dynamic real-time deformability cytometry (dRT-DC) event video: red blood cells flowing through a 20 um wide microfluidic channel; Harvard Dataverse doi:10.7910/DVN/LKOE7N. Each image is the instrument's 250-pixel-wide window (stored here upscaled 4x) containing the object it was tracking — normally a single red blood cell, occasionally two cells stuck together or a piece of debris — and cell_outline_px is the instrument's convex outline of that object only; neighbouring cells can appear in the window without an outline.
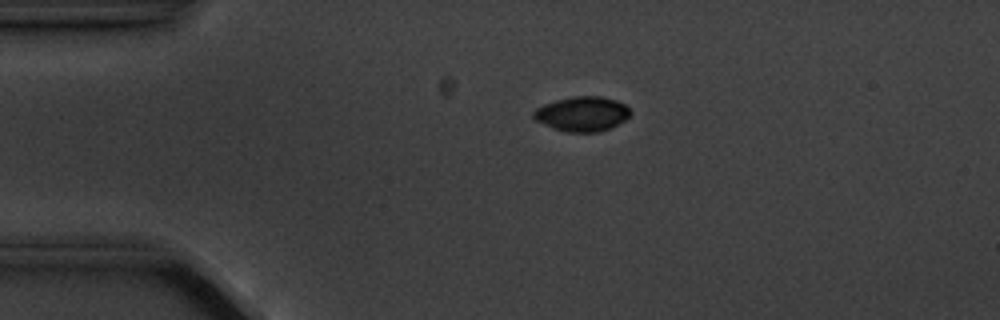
{"species": "common noctule bat (a hibernating species)", "species_latin": "Nyctalus noctula", "temperature_condition": "cold", "stored_images_in_passage": 6, "camera_frame_rate_fps": 3000, "um_per_image_px": 0.085, "animal": {"sex": "male", "body_mass_g": 20.1, "forearm_length_mm": 53.5}, "frame": {"image": 1, "passage_image": 3, "time_ms": 2.333, "image_size_px": [1000, 320], "cell_outline_px": [[632, 112], [624, 120], [608, 128], [596, 132], [568, 132], [552, 128], [536, 120], [532, 116], [532, 112], [536, 108], [544, 104], [556, 100], [572, 96], [600, 96], [616, 100], [624, 104]], "centroid_in_image_um": [49.45, 9.67], "position_along_channel_um": 35.5, "area_um2": 19.42}}
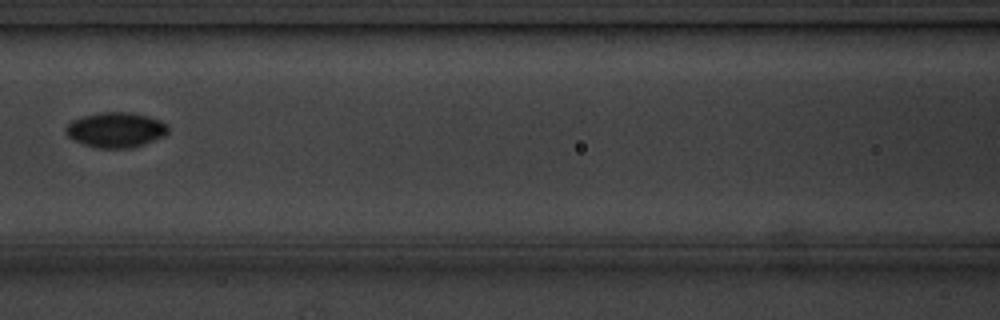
{"frame": {"image": 2, "passage_image": 6, "time_ms": 6.667, "image_size_px": [1000, 320], "cell_outline_px": [[168, 132], [164, 136], [144, 144], [128, 148], [100, 148], [84, 144], [68, 136], [64, 132], [64, 128], [72, 120], [84, 116], [100, 112], [132, 112], [148, 116], [160, 120], [168, 128]], "centroid_in_image_um": [9.83, 11.03], "position_along_channel_um": 156.8, "area_um2": 20.81}}